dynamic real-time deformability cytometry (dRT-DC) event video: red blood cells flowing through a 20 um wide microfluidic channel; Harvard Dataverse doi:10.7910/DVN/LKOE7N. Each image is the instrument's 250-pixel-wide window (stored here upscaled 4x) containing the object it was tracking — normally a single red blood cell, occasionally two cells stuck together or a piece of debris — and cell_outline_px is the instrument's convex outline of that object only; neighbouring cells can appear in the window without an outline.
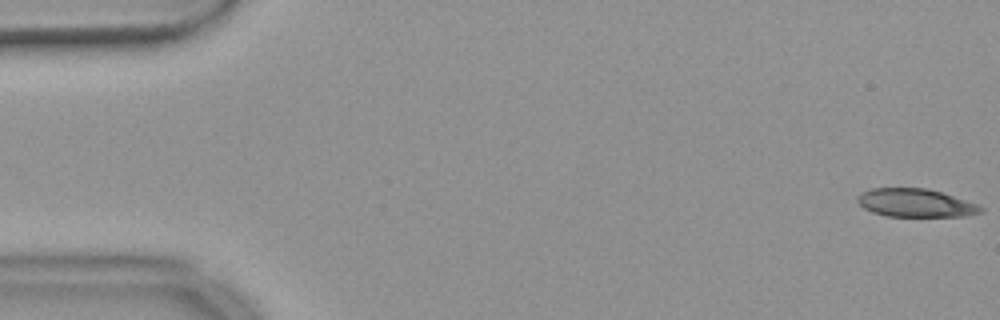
{"species": "common noctule bat (a hibernating species)", "species_latin": "Nyctalus noctula", "temperature_condition": "warm", "stored_images_in_passage": 55, "camera_frame_rate_fps": 3000, "um_per_image_px": 0.085, "animal": {"sex": "female", "body_mass_g": 18.4}, "frame": {"image": 1, "passage_image": 1, "time_ms": 0.0, "image_size_px": [1000, 320], "cell_outline_px": [[984, 212], [964, 216], [888, 216], [872, 212], [864, 208], [856, 200], [856, 196], [860, 192], [872, 188], [928, 188], [976, 204], [984, 208]], "centroid_in_image_um": [77.78, 17.24], "position_along_channel_um": 7.2, "area_um2": 20.17}}
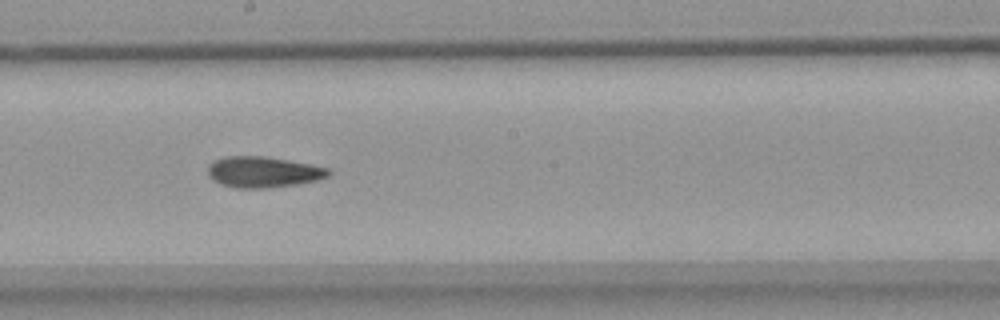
{"frame": {"image": 2, "passage_image": 30, "time_ms": 9.667, "image_size_px": [1000, 320], "cell_outline_px": [[332, 172], [328, 176], [316, 180], [296, 184], [264, 188], [236, 188], [220, 184], [212, 180], [208, 176], [208, 164], [212, 160], [224, 156], [264, 156], [312, 164], [332, 168]], "centroid_in_image_um": [22.35, 14.61], "position_along_channel_um": 225.8, "area_um2": 22.02}}
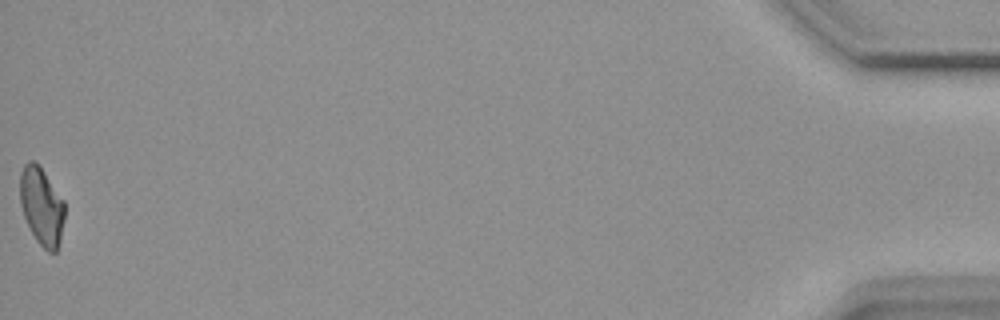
{"frame": {"image": 3, "passage_image": 55, "time_ms": 18.0, "image_size_px": [1000, 320], "cell_outline_px": [[64, 220], [60, 240], [56, 252], [48, 252], [36, 240], [24, 216], [20, 204], [20, 172], [24, 164], [28, 160], [32, 160], [40, 164], [64, 200]], "centroid_in_image_um": [3.54, 17.48], "position_along_channel_um": 431.7, "area_um2": 20.4}, "authors_computed_cell_mechanics": {"area_um2": 21.4438, "velocity_mm_per_s": 3.69, "shape_relaxation_time_tau1_ms": null, "shape_relaxation_time_tau2_ms": 5.7968, "deformation_change_tau1": null, "deformation_change_tau2": 0.1366}}